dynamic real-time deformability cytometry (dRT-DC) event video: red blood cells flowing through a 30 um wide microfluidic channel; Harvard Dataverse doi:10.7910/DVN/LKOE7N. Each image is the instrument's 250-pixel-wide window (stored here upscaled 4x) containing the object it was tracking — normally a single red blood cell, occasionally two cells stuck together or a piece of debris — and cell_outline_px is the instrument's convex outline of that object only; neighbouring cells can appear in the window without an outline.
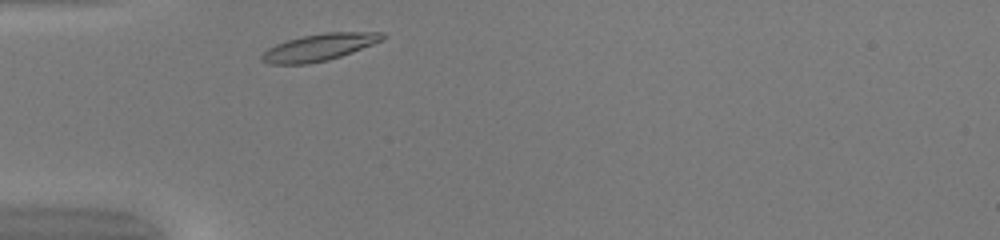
{"species": "common noctule bat (a hibernating species)", "species_latin": "Nyctalus noctula", "temperature_condition": "warm", "stored_images_in_passage": 28, "camera_frame_rate_fps": 3000, "um_per_image_px": 0.085, "animal": {"sex": "female", "body_mass_g": 20.0, "forearm_length_mm": 54.0}, "frame": {"image": 1, "passage_image": 2, "time_ms": 0.333, "image_size_px": [1000, 240], "cell_outline_px": [[388, 36], [384, 40], [352, 52], [328, 60], [308, 64], [268, 64], [260, 60], [260, 56], [268, 48], [276, 44], [288, 40], [304, 36], [324, 32], [384, 32]], "centroid_in_image_um": [27.16, 4.01], "position_along_channel_um": 57.8, "area_um2": 19.02}}
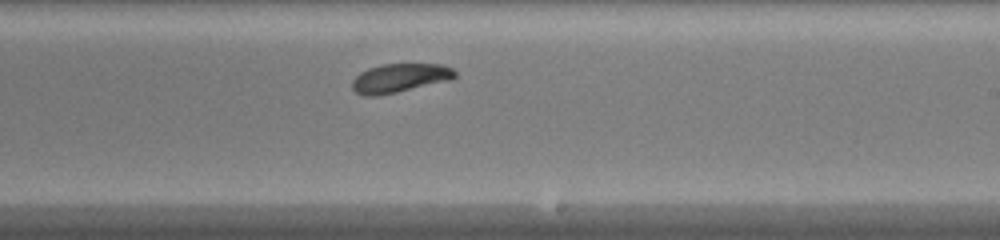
{"frame": {"image": 2, "passage_image": 17, "time_ms": 5.333, "image_size_px": [1000, 240], "cell_outline_px": [[456, 76], [452, 80], [396, 92], [376, 96], [364, 96], [356, 92], [352, 88], [352, 80], [360, 72], [368, 68], [380, 64], [440, 64], [452, 68], [456, 72]], "centroid_in_image_um": [33.97, 6.63], "position_along_channel_um": 255.0, "area_um2": 17.34}}
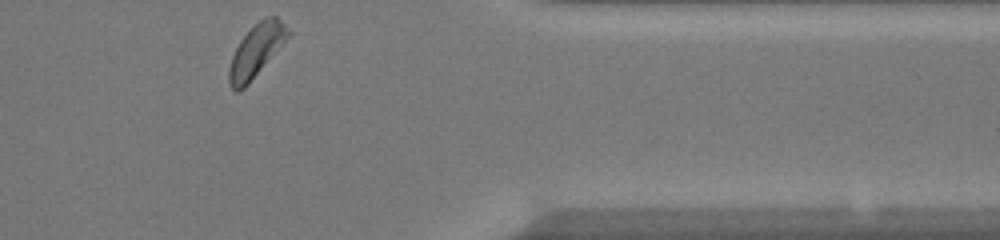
{"frame": {"image": 3, "passage_image": 28, "time_ms": 9.0, "image_size_px": [1000, 240], "cell_outline_px": [[292, 32], [248, 84], [240, 92], [236, 92], [232, 88], [228, 80], [228, 68], [232, 56], [240, 40], [264, 16], [276, 16]], "centroid_in_image_um": [21.76, 4.32], "position_along_channel_um": 389.6, "area_um2": 17.63}, "authors_computed_cell_mechanics": {"area_um2": 17.6868, "velocity_mm_per_s": 4.1141, "shape_relaxation_time_tau1_ms": 4.0549, "shape_relaxation_time_tau2_ms": 6.0005, "deformation_change_tau1": 0.1563, "deformation_change_tau2": 0.0994}}